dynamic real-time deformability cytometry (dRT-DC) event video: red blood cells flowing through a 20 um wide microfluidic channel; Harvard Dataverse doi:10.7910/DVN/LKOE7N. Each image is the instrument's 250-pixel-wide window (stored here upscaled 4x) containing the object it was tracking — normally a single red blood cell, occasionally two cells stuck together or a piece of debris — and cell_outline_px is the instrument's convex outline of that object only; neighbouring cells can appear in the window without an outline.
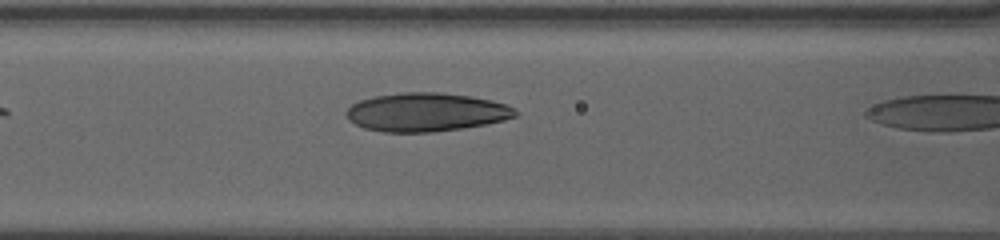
{"species": "human", "species_latin": "Homo sapiens", "temperature_condition": "warm", "stored_images_in_passage": 5, "camera_frame_rate_fps": 3000, "um_per_image_px": 0.085, "donor": {"sex": "female"}, "frame": {"image": 1, "passage_image": 4, "time_ms": 1.333, "image_size_px": [1000, 240], "cell_outline_px": [[520, 112], [516, 116], [504, 120], [464, 128], [432, 132], [384, 132], [364, 128], [356, 124], [348, 116], [348, 108], [352, 104], [360, 100], [376, 96], [404, 92], [436, 92], [472, 96], [492, 100], [504, 104]], "centroid_in_image_um": [36.26, 9.53], "position_along_channel_um": 130.3, "area_um2": 37.69}}